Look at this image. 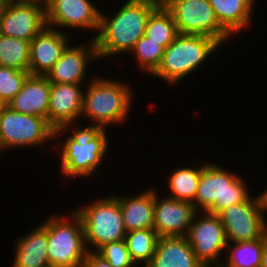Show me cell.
<instances>
[{
    "mask_svg": "<svg viewBox=\"0 0 267 267\" xmlns=\"http://www.w3.org/2000/svg\"><path fill=\"white\" fill-rule=\"evenodd\" d=\"M76 124L78 125V123H70L54 130V141L57 142L55 146L58 145L57 148H60L58 151L60 173L68 179L77 177L90 179L107 158L106 154L110 146L108 131L91 123L84 127ZM62 136L64 141L60 140Z\"/></svg>",
    "mask_w": 267,
    "mask_h": 267,
    "instance_id": "1",
    "label": "cell"
},
{
    "mask_svg": "<svg viewBox=\"0 0 267 267\" xmlns=\"http://www.w3.org/2000/svg\"><path fill=\"white\" fill-rule=\"evenodd\" d=\"M124 2V3H123ZM114 14L100 12V28L95 43L100 59L129 54L144 35L148 17L156 9L146 0H125Z\"/></svg>",
    "mask_w": 267,
    "mask_h": 267,
    "instance_id": "2",
    "label": "cell"
},
{
    "mask_svg": "<svg viewBox=\"0 0 267 267\" xmlns=\"http://www.w3.org/2000/svg\"><path fill=\"white\" fill-rule=\"evenodd\" d=\"M87 82L81 120L85 117L89 120L87 122L92 121V125H99L103 129L112 124L125 123L134 100L132 87L128 83L100 76H93Z\"/></svg>",
    "mask_w": 267,
    "mask_h": 267,
    "instance_id": "3",
    "label": "cell"
},
{
    "mask_svg": "<svg viewBox=\"0 0 267 267\" xmlns=\"http://www.w3.org/2000/svg\"><path fill=\"white\" fill-rule=\"evenodd\" d=\"M235 173L215 162H205L193 202L195 210L218 214L231 205L246 202L254 195L249 193L250 187L241 174Z\"/></svg>",
    "mask_w": 267,
    "mask_h": 267,
    "instance_id": "4",
    "label": "cell"
},
{
    "mask_svg": "<svg viewBox=\"0 0 267 267\" xmlns=\"http://www.w3.org/2000/svg\"><path fill=\"white\" fill-rule=\"evenodd\" d=\"M220 46L217 40L204 35L178 34L164 49L161 64L152 76L166 81L169 86H177L199 70Z\"/></svg>",
    "mask_w": 267,
    "mask_h": 267,
    "instance_id": "5",
    "label": "cell"
},
{
    "mask_svg": "<svg viewBox=\"0 0 267 267\" xmlns=\"http://www.w3.org/2000/svg\"><path fill=\"white\" fill-rule=\"evenodd\" d=\"M69 215H52L42 222L46 227L47 255L51 265L82 267L87 255L81 217L72 209Z\"/></svg>",
    "mask_w": 267,
    "mask_h": 267,
    "instance_id": "6",
    "label": "cell"
},
{
    "mask_svg": "<svg viewBox=\"0 0 267 267\" xmlns=\"http://www.w3.org/2000/svg\"><path fill=\"white\" fill-rule=\"evenodd\" d=\"M73 209L82 219L88 251H96L105 243L125 239L127 232L122 211L118 199L113 194L99 197L89 205Z\"/></svg>",
    "mask_w": 267,
    "mask_h": 267,
    "instance_id": "7",
    "label": "cell"
},
{
    "mask_svg": "<svg viewBox=\"0 0 267 267\" xmlns=\"http://www.w3.org/2000/svg\"><path fill=\"white\" fill-rule=\"evenodd\" d=\"M54 130L46 118L19 113L7 105L0 113V149H36L54 143Z\"/></svg>",
    "mask_w": 267,
    "mask_h": 267,
    "instance_id": "8",
    "label": "cell"
},
{
    "mask_svg": "<svg viewBox=\"0 0 267 267\" xmlns=\"http://www.w3.org/2000/svg\"><path fill=\"white\" fill-rule=\"evenodd\" d=\"M266 214L262 193L258 192L246 202L231 205L217 215L224 226L228 243H235L261 238L267 232Z\"/></svg>",
    "mask_w": 267,
    "mask_h": 267,
    "instance_id": "9",
    "label": "cell"
},
{
    "mask_svg": "<svg viewBox=\"0 0 267 267\" xmlns=\"http://www.w3.org/2000/svg\"><path fill=\"white\" fill-rule=\"evenodd\" d=\"M186 238L194 254L205 267L222 264L228 241L222 221L217 214L197 211Z\"/></svg>",
    "mask_w": 267,
    "mask_h": 267,
    "instance_id": "10",
    "label": "cell"
},
{
    "mask_svg": "<svg viewBox=\"0 0 267 267\" xmlns=\"http://www.w3.org/2000/svg\"><path fill=\"white\" fill-rule=\"evenodd\" d=\"M166 9L179 34L204 35L221 45L232 37L219 24L209 0H175Z\"/></svg>",
    "mask_w": 267,
    "mask_h": 267,
    "instance_id": "11",
    "label": "cell"
},
{
    "mask_svg": "<svg viewBox=\"0 0 267 267\" xmlns=\"http://www.w3.org/2000/svg\"><path fill=\"white\" fill-rule=\"evenodd\" d=\"M100 12L101 8L92 0H47L46 24L64 32L66 28L95 31L91 37L95 39L100 28Z\"/></svg>",
    "mask_w": 267,
    "mask_h": 267,
    "instance_id": "12",
    "label": "cell"
},
{
    "mask_svg": "<svg viewBox=\"0 0 267 267\" xmlns=\"http://www.w3.org/2000/svg\"><path fill=\"white\" fill-rule=\"evenodd\" d=\"M46 26V4L4 3L0 34L31 41Z\"/></svg>",
    "mask_w": 267,
    "mask_h": 267,
    "instance_id": "13",
    "label": "cell"
},
{
    "mask_svg": "<svg viewBox=\"0 0 267 267\" xmlns=\"http://www.w3.org/2000/svg\"><path fill=\"white\" fill-rule=\"evenodd\" d=\"M154 188V224L158 237L186 236L197 212L193 203L160 196Z\"/></svg>",
    "mask_w": 267,
    "mask_h": 267,
    "instance_id": "14",
    "label": "cell"
},
{
    "mask_svg": "<svg viewBox=\"0 0 267 267\" xmlns=\"http://www.w3.org/2000/svg\"><path fill=\"white\" fill-rule=\"evenodd\" d=\"M95 60L99 59L94 39L79 45L69 44L46 77L52 83L84 84L88 67Z\"/></svg>",
    "mask_w": 267,
    "mask_h": 267,
    "instance_id": "15",
    "label": "cell"
},
{
    "mask_svg": "<svg viewBox=\"0 0 267 267\" xmlns=\"http://www.w3.org/2000/svg\"><path fill=\"white\" fill-rule=\"evenodd\" d=\"M84 88L83 84L51 82L48 123L54 129L78 123L82 114Z\"/></svg>",
    "mask_w": 267,
    "mask_h": 267,
    "instance_id": "16",
    "label": "cell"
},
{
    "mask_svg": "<svg viewBox=\"0 0 267 267\" xmlns=\"http://www.w3.org/2000/svg\"><path fill=\"white\" fill-rule=\"evenodd\" d=\"M68 33L46 26L31 40L30 75H47L71 43Z\"/></svg>",
    "mask_w": 267,
    "mask_h": 267,
    "instance_id": "17",
    "label": "cell"
},
{
    "mask_svg": "<svg viewBox=\"0 0 267 267\" xmlns=\"http://www.w3.org/2000/svg\"><path fill=\"white\" fill-rule=\"evenodd\" d=\"M50 89L51 82L46 76L29 75L8 106L16 112L41 116L48 121Z\"/></svg>",
    "mask_w": 267,
    "mask_h": 267,
    "instance_id": "18",
    "label": "cell"
},
{
    "mask_svg": "<svg viewBox=\"0 0 267 267\" xmlns=\"http://www.w3.org/2000/svg\"><path fill=\"white\" fill-rule=\"evenodd\" d=\"M144 267H205L186 236L158 237L155 253Z\"/></svg>",
    "mask_w": 267,
    "mask_h": 267,
    "instance_id": "19",
    "label": "cell"
},
{
    "mask_svg": "<svg viewBox=\"0 0 267 267\" xmlns=\"http://www.w3.org/2000/svg\"><path fill=\"white\" fill-rule=\"evenodd\" d=\"M113 195L118 199L126 232L153 228L154 188L150 187L136 195L132 193L131 196Z\"/></svg>",
    "mask_w": 267,
    "mask_h": 267,
    "instance_id": "20",
    "label": "cell"
},
{
    "mask_svg": "<svg viewBox=\"0 0 267 267\" xmlns=\"http://www.w3.org/2000/svg\"><path fill=\"white\" fill-rule=\"evenodd\" d=\"M14 245L11 267H46L50 264L47 255V232L42 223L31 232L20 236Z\"/></svg>",
    "mask_w": 267,
    "mask_h": 267,
    "instance_id": "21",
    "label": "cell"
},
{
    "mask_svg": "<svg viewBox=\"0 0 267 267\" xmlns=\"http://www.w3.org/2000/svg\"><path fill=\"white\" fill-rule=\"evenodd\" d=\"M219 24L231 35L252 25L256 0H209Z\"/></svg>",
    "mask_w": 267,
    "mask_h": 267,
    "instance_id": "22",
    "label": "cell"
},
{
    "mask_svg": "<svg viewBox=\"0 0 267 267\" xmlns=\"http://www.w3.org/2000/svg\"><path fill=\"white\" fill-rule=\"evenodd\" d=\"M200 164L202 165L198 164L199 167L197 168L195 166L192 167L191 164L190 166L174 168L168 176V181H166L169 188L166 196L193 203L195 201L200 175L205 166V162Z\"/></svg>",
    "mask_w": 267,
    "mask_h": 267,
    "instance_id": "23",
    "label": "cell"
},
{
    "mask_svg": "<svg viewBox=\"0 0 267 267\" xmlns=\"http://www.w3.org/2000/svg\"><path fill=\"white\" fill-rule=\"evenodd\" d=\"M266 233L258 239L228 243L223 267H260Z\"/></svg>",
    "mask_w": 267,
    "mask_h": 267,
    "instance_id": "24",
    "label": "cell"
},
{
    "mask_svg": "<svg viewBox=\"0 0 267 267\" xmlns=\"http://www.w3.org/2000/svg\"><path fill=\"white\" fill-rule=\"evenodd\" d=\"M31 41L0 34V66L29 71Z\"/></svg>",
    "mask_w": 267,
    "mask_h": 267,
    "instance_id": "25",
    "label": "cell"
},
{
    "mask_svg": "<svg viewBox=\"0 0 267 267\" xmlns=\"http://www.w3.org/2000/svg\"><path fill=\"white\" fill-rule=\"evenodd\" d=\"M178 34L173 16L166 8H156L148 17L144 35L164 49L174 41Z\"/></svg>",
    "mask_w": 267,
    "mask_h": 267,
    "instance_id": "26",
    "label": "cell"
},
{
    "mask_svg": "<svg viewBox=\"0 0 267 267\" xmlns=\"http://www.w3.org/2000/svg\"><path fill=\"white\" fill-rule=\"evenodd\" d=\"M158 235L153 228L127 232L125 243L130 257L136 266L144 267L155 253ZM141 263V264H140Z\"/></svg>",
    "mask_w": 267,
    "mask_h": 267,
    "instance_id": "27",
    "label": "cell"
},
{
    "mask_svg": "<svg viewBox=\"0 0 267 267\" xmlns=\"http://www.w3.org/2000/svg\"><path fill=\"white\" fill-rule=\"evenodd\" d=\"M133 55L137 61V67L142 73L152 75L161 64L164 48L157 42L152 41L149 37L143 35L134 45L129 55Z\"/></svg>",
    "mask_w": 267,
    "mask_h": 267,
    "instance_id": "28",
    "label": "cell"
},
{
    "mask_svg": "<svg viewBox=\"0 0 267 267\" xmlns=\"http://www.w3.org/2000/svg\"><path fill=\"white\" fill-rule=\"evenodd\" d=\"M29 75V71L0 66V96L7 104L22 89Z\"/></svg>",
    "mask_w": 267,
    "mask_h": 267,
    "instance_id": "29",
    "label": "cell"
},
{
    "mask_svg": "<svg viewBox=\"0 0 267 267\" xmlns=\"http://www.w3.org/2000/svg\"><path fill=\"white\" fill-rule=\"evenodd\" d=\"M95 252L113 267H136L124 240L105 243Z\"/></svg>",
    "mask_w": 267,
    "mask_h": 267,
    "instance_id": "30",
    "label": "cell"
},
{
    "mask_svg": "<svg viewBox=\"0 0 267 267\" xmlns=\"http://www.w3.org/2000/svg\"><path fill=\"white\" fill-rule=\"evenodd\" d=\"M82 267H113L95 251H88Z\"/></svg>",
    "mask_w": 267,
    "mask_h": 267,
    "instance_id": "31",
    "label": "cell"
},
{
    "mask_svg": "<svg viewBox=\"0 0 267 267\" xmlns=\"http://www.w3.org/2000/svg\"><path fill=\"white\" fill-rule=\"evenodd\" d=\"M156 8H167L175 0H146Z\"/></svg>",
    "mask_w": 267,
    "mask_h": 267,
    "instance_id": "32",
    "label": "cell"
},
{
    "mask_svg": "<svg viewBox=\"0 0 267 267\" xmlns=\"http://www.w3.org/2000/svg\"><path fill=\"white\" fill-rule=\"evenodd\" d=\"M5 3H36L46 4L47 0H4Z\"/></svg>",
    "mask_w": 267,
    "mask_h": 267,
    "instance_id": "33",
    "label": "cell"
},
{
    "mask_svg": "<svg viewBox=\"0 0 267 267\" xmlns=\"http://www.w3.org/2000/svg\"><path fill=\"white\" fill-rule=\"evenodd\" d=\"M260 267H267V232H266V242L262 253L261 265Z\"/></svg>",
    "mask_w": 267,
    "mask_h": 267,
    "instance_id": "34",
    "label": "cell"
},
{
    "mask_svg": "<svg viewBox=\"0 0 267 267\" xmlns=\"http://www.w3.org/2000/svg\"><path fill=\"white\" fill-rule=\"evenodd\" d=\"M261 193H262V196H263V199H264L265 208H266V211H267V185H266V187L264 188V190Z\"/></svg>",
    "mask_w": 267,
    "mask_h": 267,
    "instance_id": "35",
    "label": "cell"
},
{
    "mask_svg": "<svg viewBox=\"0 0 267 267\" xmlns=\"http://www.w3.org/2000/svg\"><path fill=\"white\" fill-rule=\"evenodd\" d=\"M8 104L4 101V99L0 96V113L5 109Z\"/></svg>",
    "mask_w": 267,
    "mask_h": 267,
    "instance_id": "36",
    "label": "cell"
},
{
    "mask_svg": "<svg viewBox=\"0 0 267 267\" xmlns=\"http://www.w3.org/2000/svg\"><path fill=\"white\" fill-rule=\"evenodd\" d=\"M4 0H0V13H1V10H2V8H3V6H4Z\"/></svg>",
    "mask_w": 267,
    "mask_h": 267,
    "instance_id": "37",
    "label": "cell"
},
{
    "mask_svg": "<svg viewBox=\"0 0 267 267\" xmlns=\"http://www.w3.org/2000/svg\"><path fill=\"white\" fill-rule=\"evenodd\" d=\"M46 267H57L56 265H51V264H49V265H47Z\"/></svg>",
    "mask_w": 267,
    "mask_h": 267,
    "instance_id": "38",
    "label": "cell"
}]
</instances>
